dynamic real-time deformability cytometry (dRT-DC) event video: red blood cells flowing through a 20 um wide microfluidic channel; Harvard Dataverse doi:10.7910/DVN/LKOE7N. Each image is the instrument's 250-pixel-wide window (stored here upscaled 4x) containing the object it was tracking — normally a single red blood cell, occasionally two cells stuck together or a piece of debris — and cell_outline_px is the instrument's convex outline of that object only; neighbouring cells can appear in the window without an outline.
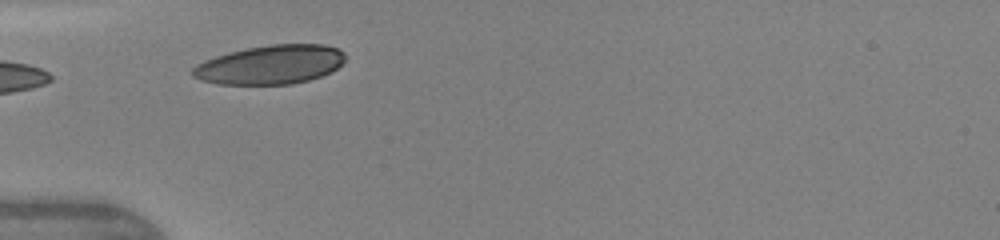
{"species": "human", "species_latin": "Homo sapiens", "temperature_condition": "warm", "stored_images_in_passage": 6, "camera_frame_rate_fps": 3000, "um_per_image_px": 0.085, "donor": {"sex": "female"}, "frame": {"image": 1, "passage_image": 2, "time_ms": 0.667, "image_size_px": [1000, 240], "cell_outline_px": [[344, 60], [332, 72], [308, 80], [292, 84], [216, 84], [200, 80], [192, 76], [192, 68], [196, 64], [204, 60], [216, 56], [248, 48], [272, 44], [324, 44], [340, 48], [344, 52]], "centroid_in_image_um": [22.98, 5.5], "position_along_channel_um": 62.0, "area_um2": 34.68}}